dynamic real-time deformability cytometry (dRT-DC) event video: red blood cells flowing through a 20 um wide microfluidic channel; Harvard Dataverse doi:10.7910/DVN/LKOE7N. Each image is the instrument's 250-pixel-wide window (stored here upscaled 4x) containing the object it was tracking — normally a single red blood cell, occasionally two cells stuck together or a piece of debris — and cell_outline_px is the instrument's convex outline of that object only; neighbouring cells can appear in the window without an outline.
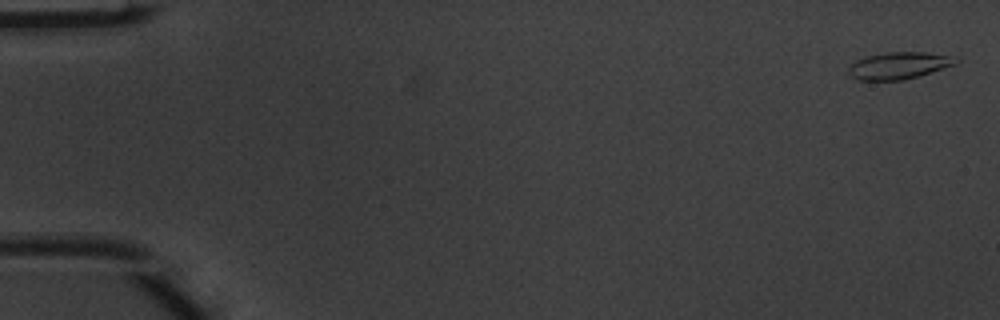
{"species": "common noctule bat (a hibernating species)", "species_latin": "Nyctalus noctula", "temperature_condition": "warm", "stored_images_in_passage": 4, "camera_frame_rate_fps": 3000, "um_per_image_px": 0.085, "animal": {"sex": "male", "body_mass_g": 20.1, "forearm_length_mm": 53.5}, "frame": {"image": 1, "passage_image": 1, "time_ms": 0.0, "image_size_px": [1000, 320], "cell_outline_px": [[960, 60], [956, 64], [920, 76], [904, 80], [856, 80], [848, 72], [848, 68], [856, 60], [864, 56], [888, 52], [924, 52], [948, 56]], "centroid_in_image_um": [76.37, 5.58], "position_along_channel_um": 8.6, "area_um2": 16.82}}